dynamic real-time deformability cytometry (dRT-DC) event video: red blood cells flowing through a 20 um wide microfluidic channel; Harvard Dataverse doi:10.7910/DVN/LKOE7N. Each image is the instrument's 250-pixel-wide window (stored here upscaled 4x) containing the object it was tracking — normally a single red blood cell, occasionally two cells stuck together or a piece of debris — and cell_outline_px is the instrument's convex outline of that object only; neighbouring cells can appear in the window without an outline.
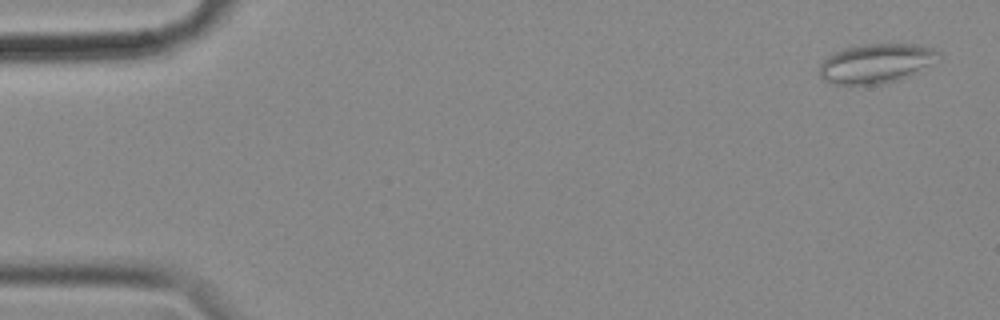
{"species": "common noctule bat (a hibernating species)", "species_latin": "Nyctalus noctula", "temperature_condition": "cold", "stored_images_in_passage": 56, "camera_frame_rate_fps": 3000, "um_per_image_px": 0.085, "animal": {"sex": "female", "body_mass_g": 18.4}, "frame": {"image": 1, "passage_image": 2, "time_ms": 0.333, "image_size_px": [1000, 320], "cell_outline_px": [[940, 56], [912, 76], [900, 80], [880, 84], [832, 84], [824, 80], [820, 76], [820, 64], [832, 52], [844, 48], [864, 44], [912, 44], [936, 48], [940, 52]], "centroid_in_image_um": [74.47, 5.39], "position_along_channel_um": 10.5, "area_um2": 27.4}}
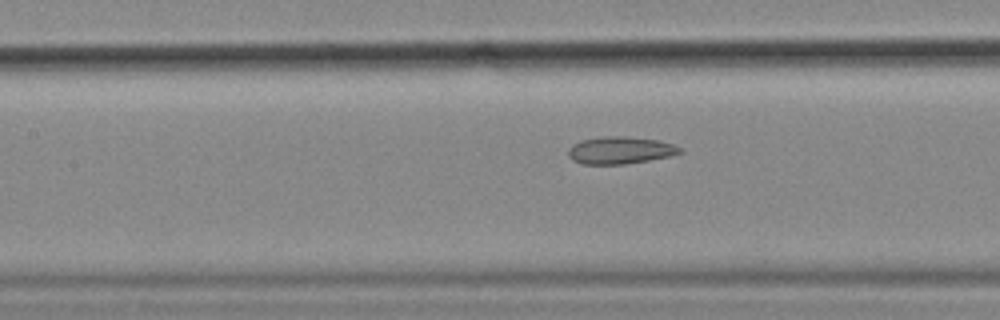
{"frame": {"image": 2, "passage_image": 25, "time_ms": 8.0, "image_size_px": [1000, 320], "cell_outline_px": [[684, 152], [672, 156], [624, 164], [584, 164], [572, 160], [568, 156], [568, 148], [572, 144], [580, 140], [604, 136], [624, 136], [660, 140], [684, 148]], "centroid_in_image_um": [52.74, 12.77], "position_along_channel_um": 154.7, "area_um2": 17.98}}
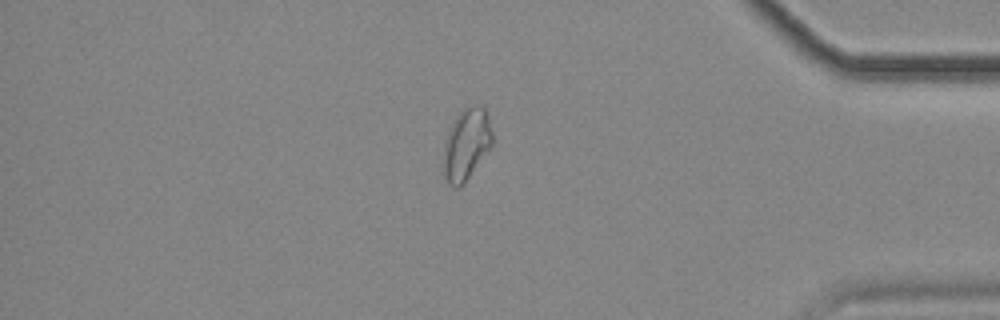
{"frame": {"image": 3, "passage_image": 48, "time_ms": 15.667, "image_size_px": [1000, 320], "cell_outline_px": [[492, 144], [464, 184], [460, 188], [456, 188], [448, 184], [444, 176], [444, 140], [452, 120], [464, 108], [472, 104], [476, 104], [484, 108], [488, 112], [492, 132]], "centroid_in_image_um": [39.63, 12.24], "position_along_channel_um": 395.6, "area_um2": 20.58}, "authors_computed_cell_mechanics": {"area_um2": 20.3167, "velocity_mm_per_s": 3.5382, "shape_relaxation_time_tau1_ms": null, "shape_relaxation_time_tau2_ms": 2.6721, "deformation_change_tau1": null, "deformation_change_tau2": 0.1009}}